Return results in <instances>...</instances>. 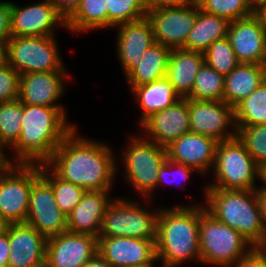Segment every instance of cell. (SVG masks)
<instances>
[{
    "label": "cell",
    "instance_id": "obj_31",
    "mask_svg": "<svg viewBox=\"0 0 266 267\" xmlns=\"http://www.w3.org/2000/svg\"><path fill=\"white\" fill-rule=\"evenodd\" d=\"M225 77L205 62L196 74L193 89L186 97L196 101H223Z\"/></svg>",
    "mask_w": 266,
    "mask_h": 267
},
{
    "label": "cell",
    "instance_id": "obj_15",
    "mask_svg": "<svg viewBox=\"0 0 266 267\" xmlns=\"http://www.w3.org/2000/svg\"><path fill=\"white\" fill-rule=\"evenodd\" d=\"M98 238L70 231L47 239L45 267H82L96 253Z\"/></svg>",
    "mask_w": 266,
    "mask_h": 267
},
{
    "label": "cell",
    "instance_id": "obj_48",
    "mask_svg": "<svg viewBox=\"0 0 266 267\" xmlns=\"http://www.w3.org/2000/svg\"><path fill=\"white\" fill-rule=\"evenodd\" d=\"M8 64L7 42L0 41V67Z\"/></svg>",
    "mask_w": 266,
    "mask_h": 267
},
{
    "label": "cell",
    "instance_id": "obj_33",
    "mask_svg": "<svg viewBox=\"0 0 266 267\" xmlns=\"http://www.w3.org/2000/svg\"><path fill=\"white\" fill-rule=\"evenodd\" d=\"M23 103L18 99L0 103V145L13 147L18 141L22 129Z\"/></svg>",
    "mask_w": 266,
    "mask_h": 267
},
{
    "label": "cell",
    "instance_id": "obj_30",
    "mask_svg": "<svg viewBox=\"0 0 266 267\" xmlns=\"http://www.w3.org/2000/svg\"><path fill=\"white\" fill-rule=\"evenodd\" d=\"M236 126L266 124V79L234 107Z\"/></svg>",
    "mask_w": 266,
    "mask_h": 267
},
{
    "label": "cell",
    "instance_id": "obj_42",
    "mask_svg": "<svg viewBox=\"0 0 266 267\" xmlns=\"http://www.w3.org/2000/svg\"><path fill=\"white\" fill-rule=\"evenodd\" d=\"M65 21L76 11L81 0H49Z\"/></svg>",
    "mask_w": 266,
    "mask_h": 267
},
{
    "label": "cell",
    "instance_id": "obj_5",
    "mask_svg": "<svg viewBox=\"0 0 266 267\" xmlns=\"http://www.w3.org/2000/svg\"><path fill=\"white\" fill-rule=\"evenodd\" d=\"M200 262L214 266L237 265L255 247L239 232L215 219L199 205Z\"/></svg>",
    "mask_w": 266,
    "mask_h": 267
},
{
    "label": "cell",
    "instance_id": "obj_46",
    "mask_svg": "<svg viewBox=\"0 0 266 267\" xmlns=\"http://www.w3.org/2000/svg\"><path fill=\"white\" fill-rule=\"evenodd\" d=\"M257 197L260 205L262 220L266 227V190H257Z\"/></svg>",
    "mask_w": 266,
    "mask_h": 267
},
{
    "label": "cell",
    "instance_id": "obj_21",
    "mask_svg": "<svg viewBox=\"0 0 266 267\" xmlns=\"http://www.w3.org/2000/svg\"><path fill=\"white\" fill-rule=\"evenodd\" d=\"M8 267H45L47 239L33 226L10 223Z\"/></svg>",
    "mask_w": 266,
    "mask_h": 267
},
{
    "label": "cell",
    "instance_id": "obj_44",
    "mask_svg": "<svg viewBox=\"0 0 266 267\" xmlns=\"http://www.w3.org/2000/svg\"><path fill=\"white\" fill-rule=\"evenodd\" d=\"M9 238L8 232L0 238V267H8L9 257Z\"/></svg>",
    "mask_w": 266,
    "mask_h": 267
},
{
    "label": "cell",
    "instance_id": "obj_17",
    "mask_svg": "<svg viewBox=\"0 0 266 267\" xmlns=\"http://www.w3.org/2000/svg\"><path fill=\"white\" fill-rule=\"evenodd\" d=\"M97 252L112 267L156 264L155 240L130 237H98Z\"/></svg>",
    "mask_w": 266,
    "mask_h": 267
},
{
    "label": "cell",
    "instance_id": "obj_28",
    "mask_svg": "<svg viewBox=\"0 0 266 267\" xmlns=\"http://www.w3.org/2000/svg\"><path fill=\"white\" fill-rule=\"evenodd\" d=\"M171 50L165 45L154 43L140 58V63L127 76L131 90L142 84L166 77Z\"/></svg>",
    "mask_w": 266,
    "mask_h": 267
},
{
    "label": "cell",
    "instance_id": "obj_10",
    "mask_svg": "<svg viewBox=\"0 0 266 267\" xmlns=\"http://www.w3.org/2000/svg\"><path fill=\"white\" fill-rule=\"evenodd\" d=\"M41 175V165L10 164L0 173V218L9 223H25L33 182Z\"/></svg>",
    "mask_w": 266,
    "mask_h": 267
},
{
    "label": "cell",
    "instance_id": "obj_36",
    "mask_svg": "<svg viewBox=\"0 0 266 267\" xmlns=\"http://www.w3.org/2000/svg\"><path fill=\"white\" fill-rule=\"evenodd\" d=\"M147 11L144 0H109L108 28L141 20Z\"/></svg>",
    "mask_w": 266,
    "mask_h": 267
},
{
    "label": "cell",
    "instance_id": "obj_8",
    "mask_svg": "<svg viewBox=\"0 0 266 267\" xmlns=\"http://www.w3.org/2000/svg\"><path fill=\"white\" fill-rule=\"evenodd\" d=\"M148 210L127 198H114L104 214L98 237H130L156 240L160 208Z\"/></svg>",
    "mask_w": 266,
    "mask_h": 267
},
{
    "label": "cell",
    "instance_id": "obj_53",
    "mask_svg": "<svg viewBox=\"0 0 266 267\" xmlns=\"http://www.w3.org/2000/svg\"><path fill=\"white\" fill-rule=\"evenodd\" d=\"M156 265L154 264H148V265H140V266H131V267H154Z\"/></svg>",
    "mask_w": 266,
    "mask_h": 267
},
{
    "label": "cell",
    "instance_id": "obj_23",
    "mask_svg": "<svg viewBox=\"0 0 266 267\" xmlns=\"http://www.w3.org/2000/svg\"><path fill=\"white\" fill-rule=\"evenodd\" d=\"M109 194V191H86L67 216L68 231L98 238L104 214L114 200Z\"/></svg>",
    "mask_w": 266,
    "mask_h": 267
},
{
    "label": "cell",
    "instance_id": "obj_6",
    "mask_svg": "<svg viewBox=\"0 0 266 267\" xmlns=\"http://www.w3.org/2000/svg\"><path fill=\"white\" fill-rule=\"evenodd\" d=\"M127 145L122 149L124 152L121 155L125 180L141 197L151 200V195L156 190L159 169L167 160V150L144 138L142 134L130 135Z\"/></svg>",
    "mask_w": 266,
    "mask_h": 267
},
{
    "label": "cell",
    "instance_id": "obj_19",
    "mask_svg": "<svg viewBox=\"0 0 266 267\" xmlns=\"http://www.w3.org/2000/svg\"><path fill=\"white\" fill-rule=\"evenodd\" d=\"M67 71L32 72L20 75L18 100L23 104L64 108L57 104L65 90Z\"/></svg>",
    "mask_w": 266,
    "mask_h": 267
},
{
    "label": "cell",
    "instance_id": "obj_26",
    "mask_svg": "<svg viewBox=\"0 0 266 267\" xmlns=\"http://www.w3.org/2000/svg\"><path fill=\"white\" fill-rule=\"evenodd\" d=\"M131 92L142 112L139 125L151 115L168 108L181 98L166 77L134 87Z\"/></svg>",
    "mask_w": 266,
    "mask_h": 267
},
{
    "label": "cell",
    "instance_id": "obj_4",
    "mask_svg": "<svg viewBox=\"0 0 266 267\" xmlns=\"http://www.w3.org/2000/svg\"><path fill=\"white\" fill-rule=\"evenodd\" d=\"M204 189V207L208 213L239 232L255 248H266V227L262 220L257 189Z\"/></svg>",
    "mask_w": 266,
    "mask_h": 267
},
{
    "label": "cell",
    "instance_id": "obj_25",
    "mask_svg": "<svg viewBox=\"0 0 266 267\" xmlns=\"http://www.w3.org/2000/svg\"><path fill=\"white\" fill-rule=\"evenodd\" d=\"M266 79V65L239 63L226 77L223 101L235 107Z\"/></svg>",
    "mask_w": 266,
    "mask_h": 267
},
{
    "label": "cell",
    "instance_id": "obj_41",
    "mask_svg": "<svg viewBox=\"0 0 266 267\" xmlns=\"http://www.w3.org/2000/svg\"><path fill=\"white\" fill-rule=\"evenodd\" d=\"M234 267H266V248H254Z\"/></svg>",
    "mask_w": 266,
    "mask_h": 267
},
{
    "label": "cell",
    "instance_id": "obj_50",
    "mask_svg": "<svg viewBox=\"0 0 266 267\" xmlns=\"http://www.w3.org/2000/svg\"><path fill=\"white\" fill-rule=\"evenodd\" d=\"M255 13L261 19L265 33H266V8H255Z\"/></svg>",
    "mask_w": 266,
    "mask_h": 267
},
{
    "label": "cell",
    "instance_id": "obj_27",
    "mask_svg": "<svg viewBox=\"0 0 266 267\" xmlns=\"http://www.w3.org/2000/svg\"><path fill=\"white\" fill-rule=\"evenodd\" d=\"M229 24L227 19L208 14L197 4L194 26L182 48L203 53L214 41L227 37Z\"/></svg>",
    "mask_w": 266,
    "mask_h": 267
},
{
    "label": "cell",
    "instance_id": "obj_38",
    "mask_svg": "<svg viewBox=\"0 0 266 267\" xmlns=\"http://www.w3.org/2000/svg\"><path fill=\"white\" fill-rule=\"evenodd\" d=\"M20 74L9 64L0 67V103L18 99Z\"/></svg>",
    "mask_w": 266,
    "mask_h": 267
},
{
    "label": "cell",
    "instance_id": "obj_12",
    "mask_svg": "<svg viewBox=\"0 0 266 267\" xmlns=\"http://www.w3.org/2000/svg\"><path fill=\"white\" fill-rule=\"evenodd\" d=\"M196 15L197 2L180 7L149 9L146 17L152 25L155 43L174 49L185 45Z\"/></svg>",
    "mask_w": 266,
    "mask_h": 267
},
{
    "label": "cell",
    "instance_id": "obj_39",
    "mask_svg": "<svg viewBox=\"0 0 266 267\" xmlns=\"http://www.w3.org/2000/svg\"><path fill=\"white\" fill-rule=\"evenodd\" d=\"M172 170L175 171L176 178H174L175 174L172 175V173H174V171L172 172ZM193 171H196V170L192 169L191 167H187L184 164L169 160L167 158V160L163 163V165L159 169L156 189L160 185H163V183L174 185L175 181H177L179 178L183 179L185 182V180L189 179ZM177 175L179 176L178 179H177ZM179 180L178 182H176L178 186H180L182 183V181L181 180L179 181Z\"/></svg>",
    "mask_w": 266,
    "mask_h": 267
},
{
    "label": "cell",
    "instance_id": "obj_40",
    "mask_svg": "<svg viewBox=\"0 0 266 267\" xmlns=\"http://www.w3.org/2000/svg\"><path fill=\"white\" fill-rule=\"evenodd\" d=\"M11 2L0 1V41L8 42L11 38Z\"/></svg>",
    "mask_w": 266,
    "mask_h": 267
},
{
    "label": "cell",
    "instance_id": "obj_34",
    "mask_svg": "<svg viewBox=\"0 0 266 267\" xmlns=\"http://www.w3.org/2000/svg\"><path fill=\"white\" fill-rule=\"evenodd\" d=\"M199 8L204 12L225 18L229 22L255 13V0H198Z\"/></svg>",
    "mask_w": 266,
    "mask_h": 267
},
{
    "label": "cell",
    "instance_id": "obj_22",
    "mask_svg": "<svg viewBox=\"0 0 266 267\" xmlns=\"http://www.w3.org/2000/svg\"><path fill=\"white\" fill-rule=\"evenodd\" d=\"M116 29L117 57L126 77L138 66L143 53L155 43L153 29L147 17L120 24Z\"/></svg>",
    "mask_w": 266,
    "mask_h": 267
},
{
    "label": "cell",
    "instance_id": "obj_29",
    "mask_svg": "<svg viewBox=\"0 0 266 267\" xmlns=\"http://www.w3.org/2000/svg\"><path fill=\"white\" fill-rule=\"evenodd\" d=\"M109 0H81L76 11L66 20L69 32L79 33L108 28Z\"/></svg>",
    "mask_w": 266,
    "mask_h": 267
},
{
    "label": "cell",
    "instance_id": "obj_14",
    "mask_svg": "<svg viewBox=\"0 0 266 267\" xmlns=\"http://www.w3.org/2000/svg\"><path fill=\"white\" fill-rule=\"evenodd\" d=\"M11 36H56L57 26L66 29L65 19L49 0L27 6L11 2ZM56 28V29H55Z\"/></svg>",
    "mask_w": 266,
    "mask_h": 267
},
{
    "label": "cell",
    "instance_id": "obj_2",
    "mask_svg": "<svg viewBox=\"0 0 266 267\" xmlns=\"http://www.w3.org/2000/svg\"><path fill=\"white\" fill-rule=\"evenodd\" d=\"M66 112L64 108L23 104L22 129L12 147V164L46 165L55 149L76 127L67 121Z\"/></svg>",
    "mask_w": 266,
    "mask_h": 267
},
{
    "label": "cell",
    "instance_id": "obj_9",
    "mask_svg": "<svg viewBox=\"0 0 266 267\" xmlns=\"http://www.w3.org/2000/svg\"><path fill=\"white\" fill-rule=\"evenodd\" d=\"M55 36H11L7 42L8 64L20 75L66 71Z\"/></svg>",
    "mask_w": 266,
    "mask_h": 267
},
{
    "label": "cell",
    "instance_id": "obj_24",
    "mask_svg": "<svg viewBox=\"0 0 266 267\" xmlns=\"http://www.w3.org/2000/svg\"><path fill=\"white\" fill-rule=\"evenodd\" d=\"M203 63L202 52L183 48L171 50L166 78L181 98H186L191 93L196 74Z\"/></svg>",
    "mask_w": 266,
    "mask_h": 267
},
{
    "label": "cell",
    "instance_id": "obj_20",
    "mask_svg": "<svg viewBox=\"0 0 266 267\" xmlns=\"http://www.w3.org/2000/svg\"><path fill=\"white\" fill-rule=\"evenodd\" d=\"M218 143L212 137L188 132L166 147L167 158L206 175L213 169Z\"/></svg>",
    "mask_w": 266,
    "mask_h": 267
},
{
    "label": "cell",
    "instance_id": "obj_1",
    "mask_svg": "<svg viewBox=\"0 0 266 267\" xmlns=\"http://www.w3.org/2000/svg\"><path fill=\"white\" fill-rule=\"evenodd\" d=\"M75 127L46 164L59 178L86 191H111L117 171L113 149L84 138Z\"/></svg>",
    "mask_w": 266,
    "mask_h": 267
},
{
    "label": "cell",
    "instance_id": "obj_13",
    "mask_svg": "<svg viewBox=\"0 0 266 267\" xmlns=\"http://www.w3.org/2000/svg\"><path fill=\"white\" fill-rule=\"evenodd\" d=\"M189 122L191 132L212 137L218 142L237 136L234 108L224 101L189 99Z\"/></svg>",
    "mask_w": 266,
    "mask_h": 267
},
{
    "label": "cell",
    "instance_id": "obj_18",
    "mask_svg": "<svg viewBox=\"0 0 266 267\" xmlns=\"http://www.w3.org/2000/svg\"><path fill=\"white\" fill-rule=\"evenodd\" d=\"M144 138L167 147L175 139L191 132L189 122V99L180 98L168 108L158 111L147 118L141 125Z\"/></svg>",
    "mask_w": 266,
    "mask_h": 267
},
{
    "label": "cell",
    "instance_id": "obj_35",
    "mask_svg": "<svg viewBox=\"0 0 266 267\" xmlns=\"http://www.w3.org/2000/svg\"><path fill=\"white\" fill-rule=\"evenodd\" d=\"M203 54L204 62L224 77L240 63L228 37L214 41Z\"/></svg>",
    "mask_w": 266,
    "mask_h": 267
},
{
    "label": "cell",
    "instance_id": "obj_3",
    "mask_svg": "<svg viewBox=\"0 0 266 267\" xmlns=\"http://www.w3.org/2000/svg\"><path fill=\"white\" fill-rule=\"evenodd\" d=\"M155 245L161 267H177L187 260L199 264V205L160 207Z\"/></svg>",
    "mask_w": 266,
    "mask_h": 267
},
{
    "label": "cell",
    "instance_id": "obj_47",
    "mask_svg": "<svg viewBox=\"0 0 266 267\" xmlns=\"http://www.w3.org/2000/svg\"><path fill=\"white\" fill-rule=\"evenodd\" d=\"M258 180L262 181V185L257 190H266V162L258 166Z\"/></svg>",
    "mask_w": 266,
    "mask_h": 267
},
{
    "label": "cell",
    "instance_id": "obj_52",
    "mask_svg": "<svg viewBox=\"0 0 266 267\" xmlns=\"http://www.w3.org/2000/svg\"><path fill=\"white\" fill-rule=\"evenodd\" d=\"M256 8H266V0L256 1Z\"/></svg>",
    "mask_w": 266,
    "mask_h": 267
},
{
    "label": "cell",
    "instance_id": "obj_43",
    "mask_svg": "<svg viewBox=\"0 0 266 267\" xmlns=\"http://www.w3.org/2000/svg\"><path fill=\"white\" fill-rule=\"evenodd\" d=\"M148 10L163 7H180L195 3V0H144Z\"/></svg>",
    "mask_w": 266,
    "mask_h": 267
},
{
    "label": "cell",
    "instance_id": "obj_51",
    "mask_svg": "<svg viewBox=\"0 0 266 267\" xmlns=\"http://www.w3.org/2000/svg\"><path fill=\"white\" fill-rule=\"evenodd\" d=\"M9 225L10 223L8 221L0 218V238L7 234Z\"/></svg>",
    "mask_w": 266,
    "mask_h": 267
},
{
    "label": "cell",
    "instance_id": "obj_32",
    "mask_svg": "<svg viewBox=\"0 0 266 267\" xmlns=\"http://www.w3.org/2000/svg\"><path fill=\"white\" fill-rule=\"evenodd\" d=\"M41 175L51 184L57 206L68 216L80 202L86 190L62 180L47 165H41Z\"/></svg>",
    "mask_w": 266,
    "mask_h": 267
},
{
    "label": "cell",
    "instance_id": "obj_16",
    "mask_svg": "<svg viewBox=\"0 0 266 267\" xmlns=\"http://www.w3.org/2000/svg\"><path fill=\"white\" fill-rule=\"evenodd\" d=\"M227 37L240 63L266 65V33L256 13L230 22Z\"/></svg>",
    "mask_w": 266,
    "mask_h": 267
},
{
    "label": "cell",
    "instance_id": "obj_7",
    "mask_svg": "<svg viewBox=\"0 0 266 267\" xmlns=\"http://www.w3.org/2000/svg\"><path fill=\"white\" fill-rule=\"evenodd\" d=\"M212 170L214 182L205 188L253 190L258 187V165L237 136L218 143Z\"/></svg>",
    "mask_w": 266,
    "mask_h": 267
},
{
    "label": "cell",
    "instance_id": "obj_37",
    "mask_svg": "<svg viewBox=\"0 0 266 267\" xmlns=\"http://www.w3.org/2000/svg\"><path fill=\"white\" fill-rule=\"evenodd\" d=\"M237 137L244 143L247 152L259 166L266 162V124L236 126Z\"/></svg>",
    "mask_w": 266,
    "mask_h": 267
},
{
    "label": "cell",
    "instance_id": "obj_45",
    "mask_svg": "<svg viewBox=\"0 0 266 267\" xmlns=\"http://www.w3.org/2000/svg\"><path fill=\"white\" fill-rule=\"evenodd\" d=\"M82 267H112L98 252Z\"/></svg>",
    "mask_w": 266,
    "mask_h": 267
},
{
    "label": "cell",
    "instance_id": "obj_11",
    "mask_svg": "<svg viewBox=\"0 0 266 267\" xmlns=\"http://www.w3.org/2000/svg\"><path fill=\"white\" fill-rule=\"evenodd\" d=\"M25 223L46 239L68 231L67 216L57 206L52 186L42 175L32 184Z\"/></svg>",
    "mask_w": 266,
    "mask_h": 267
},
{
    "label": "cell",
    "instance_id": "obj_49",
    "mask_svg": "<svg viewBox=\"0 0 266 267\" xmlns=\"http://www.w3.org/2000/svg\"><path fill=\"white\" fill-rule=\"evenodd\" d=\"M4 152V148L0 145V173L12 163V158L6 156Z\"/></svg>",
    "mask_w": 266,
    "mask_h": 267
}]
</instances>
